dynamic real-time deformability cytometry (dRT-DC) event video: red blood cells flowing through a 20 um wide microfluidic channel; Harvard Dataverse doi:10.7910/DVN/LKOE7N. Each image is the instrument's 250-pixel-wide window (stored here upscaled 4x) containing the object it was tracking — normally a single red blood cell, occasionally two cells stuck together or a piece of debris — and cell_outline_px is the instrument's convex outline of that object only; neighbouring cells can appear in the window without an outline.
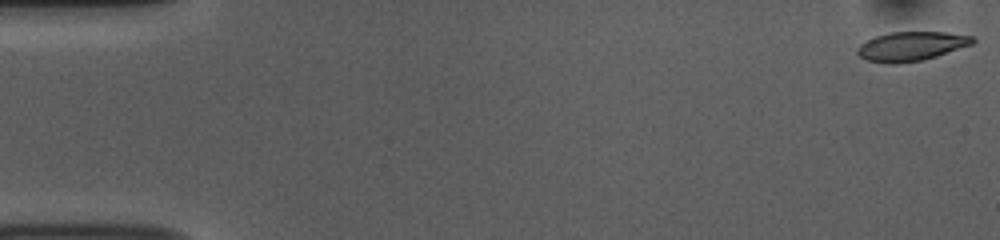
{"species": "common noctule bat (a hibernating species)", "species_latin": "Nyctalus noctula", "temperature_condition": "room temperature", "stored_images_in_passage": 53, "camera_frame_rate_fps": 3000, "um_per_image_px": 0.085, "animal": {"sex": "female", "body_mass_g": 10.0, "forearm_length_mm": 53.1}, "frame": {"image": 1, "passage_image": 1, "time_ms": 0.0, "image_size_px": [1000, 240], "cell_outline_px": [[976, 40], [972, 44], [936, 56], [920, 60], [896, 64], [888, 64], [868, 60], [860, 56], [856, 52], [856, 48], [860, 44], [876, 36], [888, 32], [948, 32], [972, 36]], "centroid_in_image_um": [77.44, 3.92], "position_along_channel_um": 7.6, "area_um2": 19.48}}
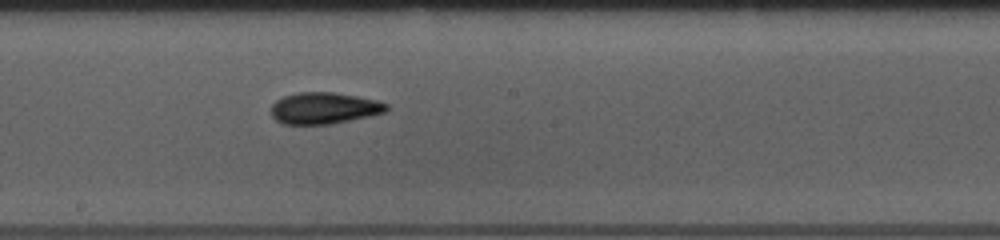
{"frame": {"image": 2, "passage_image": 29, "time_ms": 9.333, "image_size_px": [1000, 240], "cell_outline_px": [[388, 108], [384, 112], [368, 116], [332, 124], [284, 124], [276, 120], [272, 116], [272, 104], [276, 100], [284, 96], [296, 92], [332, 92], [356, 96], [376, 100], [388, 104]], "centroid_in_image_um": [27.52, 9.19], "position_along_channel_um": 220.7, "area_um2": 21.04}}
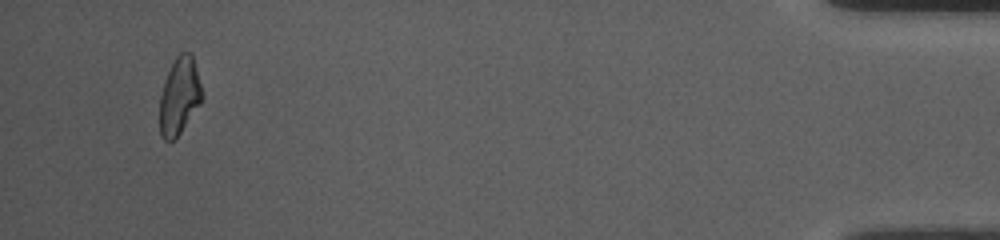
{"frame": {"image": 3, "passage_image": 51, "time_ms": 16.667, "image_size_px": [1000, 240], "cell_outline_px": [[204, 96], [200, 104], [180, 132], [172, 140], [164, 140], [160, 136], [160, 96], [164, 80], [176, 56], [180, 52], [192, 52]], "centroid_in_image_um": [15.26, 8.13], "position_along_channel_um": 419.9, "area_um2": 18.96}, "authors_computed_cell_mechanics": {"area_um2": 20.1144, "velocity_mm_per_s": 3.7489, "shape_relaxation_time_tau1_ms": 4.4995, "shape_relaxation_time_tau2_ms": 4.9028, "deformation_change_tau1": 0.1297, "deformation_change_tau2": 0.1148}}